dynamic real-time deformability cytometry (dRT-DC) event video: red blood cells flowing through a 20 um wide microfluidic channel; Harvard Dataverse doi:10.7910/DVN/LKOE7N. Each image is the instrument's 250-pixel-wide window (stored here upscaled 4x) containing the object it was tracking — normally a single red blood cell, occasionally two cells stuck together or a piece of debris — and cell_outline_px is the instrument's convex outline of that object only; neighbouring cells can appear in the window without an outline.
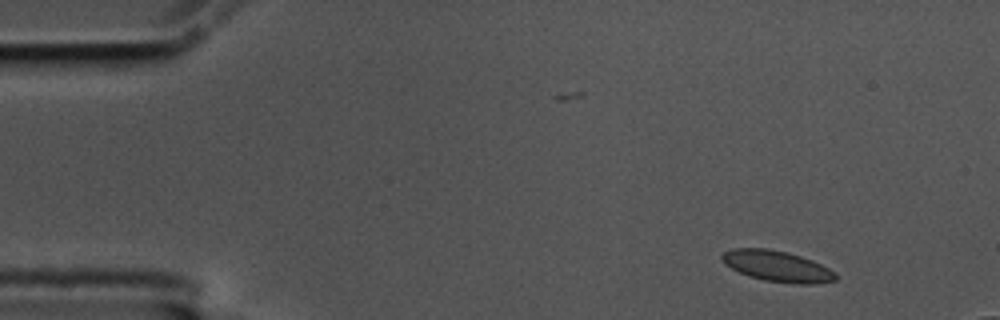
{"species": "common noctule bat (a hibernating species)", "species_latin": "Nyctalus noctula", "temperature_condition": "cold", "stored_images_in_passage": 3, "camera_frame_rate_fps": 3000, "um_per_image_px": 0.085, "animal": {"sex": "male", "body_mass_g": 17.5, "forearm_length_mm": 52.3}, "frame": {"image": 1, "passage_image": 1, "time_ms": 0.0, "image_size_px": [1000, 320], "cell_outline_px": [[840, 276], [836, 280], [816, 284], [796, 284], [764, 280], [748, 276], [724, 264], [720, 260], [720, 256], [724, 252], [732, 248], [768, 248], [788, 252], [812, 260], [836, 272]], "centroid_in_image_um": [66.07, 22.62], "position_along_channel_um": 18.9, "area_um2": 20.69}}
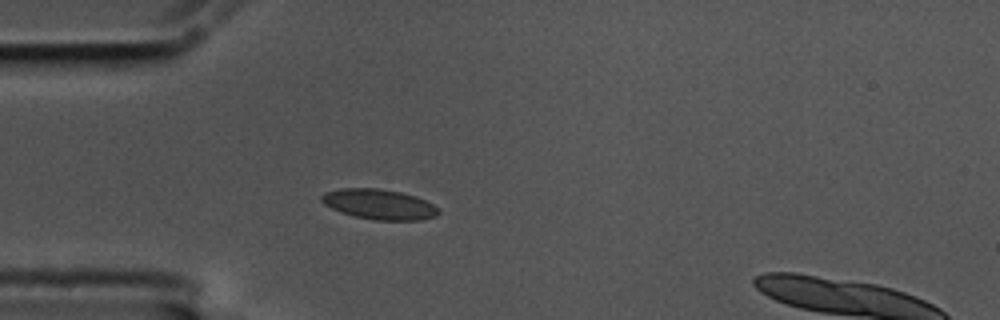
{"frame": {"image": 2, "passage_image": 3, "time_ms": 0.667, "image_size_px": [1000, 320], "cell_outline_px": [[440, 212], [436, 216], [420, 220], [376, 220], [356, 216], [340, 212], [324, 204], [320, 200], [320, 196], [324, 192], [340, 188], [376, 188], [400, 192], [416, 196], [440, 208]], "centroid_in_image_um": [32.22, 17.36], "position_along_channel_um": 52.8, "area_um2": 20.58}}